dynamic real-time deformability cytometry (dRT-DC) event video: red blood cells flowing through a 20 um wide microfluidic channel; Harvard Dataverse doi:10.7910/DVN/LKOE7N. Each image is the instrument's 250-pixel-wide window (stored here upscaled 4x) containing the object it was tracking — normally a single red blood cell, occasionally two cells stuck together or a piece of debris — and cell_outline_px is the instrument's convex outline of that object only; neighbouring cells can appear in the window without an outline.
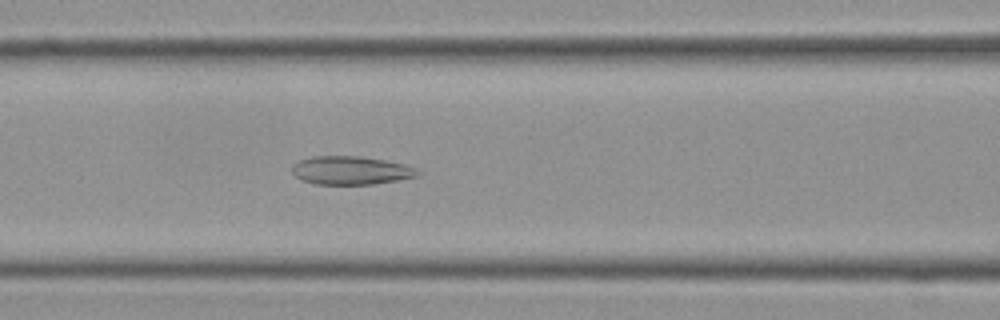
{"species": "Egyptian fruit bat (a non-hibernating species)", "species_latin": "Rousettus aegyptiacus", "temperature_condition": "cold", "stored_images_in_passage": 57, "camera_frame_rate_fps": 3000, "um_per_image_px": 0.085, "frame": {"image": 1, "passage_image": 24, "time_ms": 7.667, "image_size_px": [1000, 320], "cell_outline_px": [[420, 172], [416, 176], [396, 180], [372, 184], [316, 184], [300, 180], [292, 172], [292, 164], [300, 160], [312, 156], [360, 156], [384, 160], [404, 164], [416, 168]], "centroid_in_image_um": [29.78, 14.48], "position_along_channel_um": 136.8, "area_um2": 20.69}}
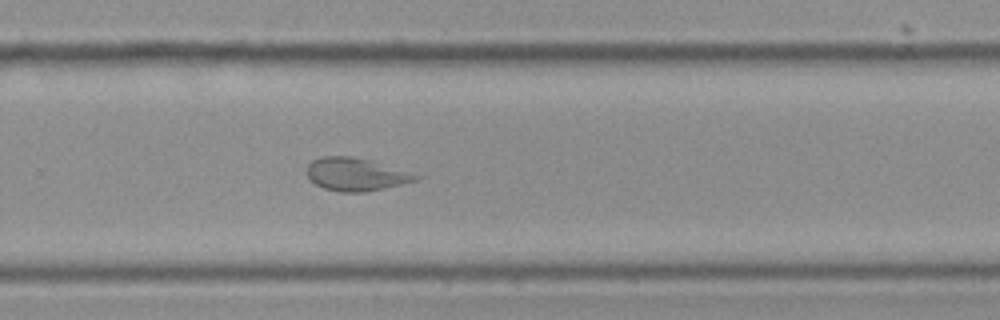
{"frame": {"image": 2, "passage_image": 38, "time_ms": 12.333, "image_size_px": [1000, 320], "cell_outline_px": [[424, 176], [416, 180], [384, 188], [364, 192], [340, 192], [324, 188], [316, 184], [308, 176], [308, 164], [312, 160], [324, 156], [352, 156], [372, 160]], "centroid_in_image_um": [30.28, 14.81], "position_along_channel_um": 299.5, "area_um2": 20.81}}
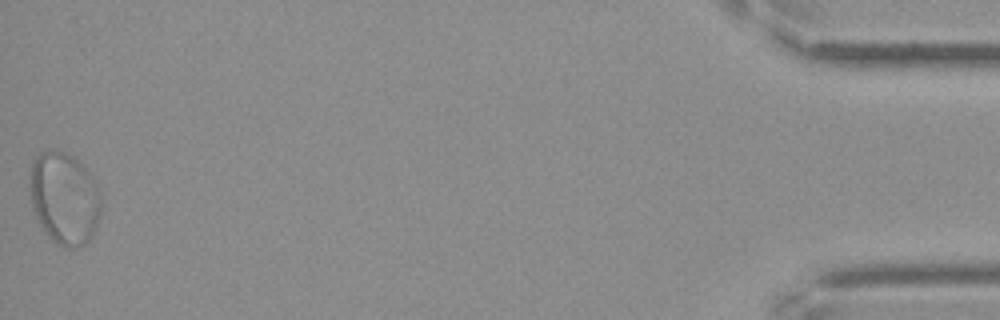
{"frame": {"image": 3, "passage_image": 57, "time_ms": 18.667, "image_size_px": [1000, 320], "cell_outline_px": [[100, 216], [96, 228], [92, 236], [80, 248], [64, 248], [56, 244], [48, 236], [40, 224], [36, 216], [32, 204], [32, 160], [40, 152], [52, 148], [56, 148], [72, 156], [92, 176], [100, 200]], "centroid_in_image_um": [5.48, 16.88], "position_along_channel_um": 429.7, "area_um2": 37.86}, "authors_computed_cell_mechanics": {"area_um2": 26.588, "velocity_mm_per_s": 3.4995, "shape_relaxation_time_tau1_ms": null, "shape_relaxation_time_tau2_ms": 1.4847, "deformation_change_tau1": null, "deformation_change_tau2": 0.0828}}